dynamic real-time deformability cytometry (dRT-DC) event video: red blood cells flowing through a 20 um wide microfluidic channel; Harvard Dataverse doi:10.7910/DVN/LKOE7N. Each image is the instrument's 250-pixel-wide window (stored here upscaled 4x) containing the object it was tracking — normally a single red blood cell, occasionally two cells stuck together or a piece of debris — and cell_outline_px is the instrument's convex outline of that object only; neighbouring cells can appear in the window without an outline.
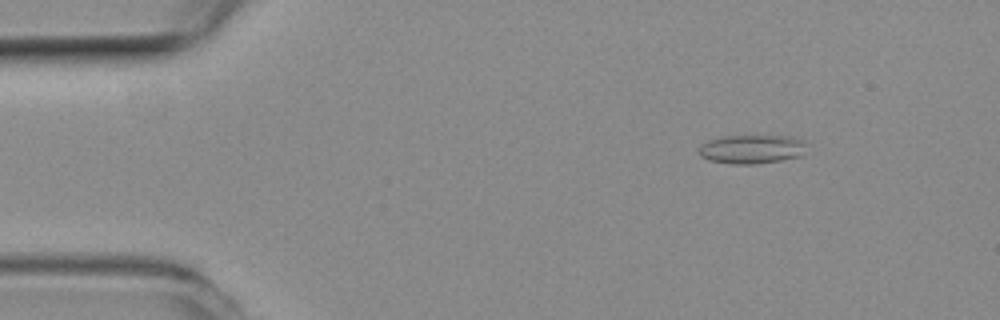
{"species": "common noctule bat (a hibernating species)", "species_latin": "Nyctalus noctula", "temperature_condition": "room temperature", "stored_images_in_passage": 56, "camera_frame_rate_fps": 3000, "um_per_image_px": 0.085, "animal": {"sex": "female", "body_mass_g": 19.3, "forearm_length_mm": 54.1}, "frame": {"image": 1, "passage_image": 7, "time_ms": 2.0, "image_size_px": [1000, 320], "cell_outline_px": [[804, 156], [756, 164], [732, 164], [708, 160], [700, 156], [700, 148], [708, 140], [724, 136], [756, 132], [792, 136], [804, 140]], "centroid_in_image_um": [63.95, 12.62], "position_along_channel_um": 21.0, "area_um2": 19.07}}
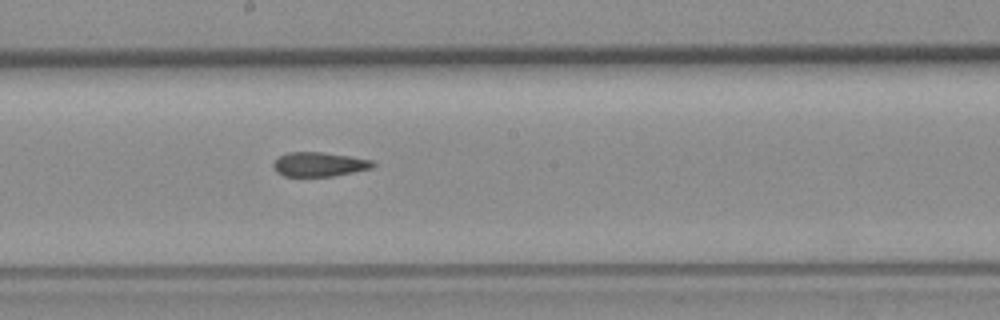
{"frame": {"image": 2, "passage_image": 30, "time_ms": 9.667, "image_size_px": [1000, 320], "cell_outline_px": [[376, 164], [372, 168], [332, 176], [284, 176], [276, 172], [272, 168], [272, 164], [280, 156], [288, 152], [324, 152], [352, 156], [372, 160]], "centroid_in_image_um": [27.12, 13.96], "position_along_channel_um": 221.1, "area_um2": 14.16}}
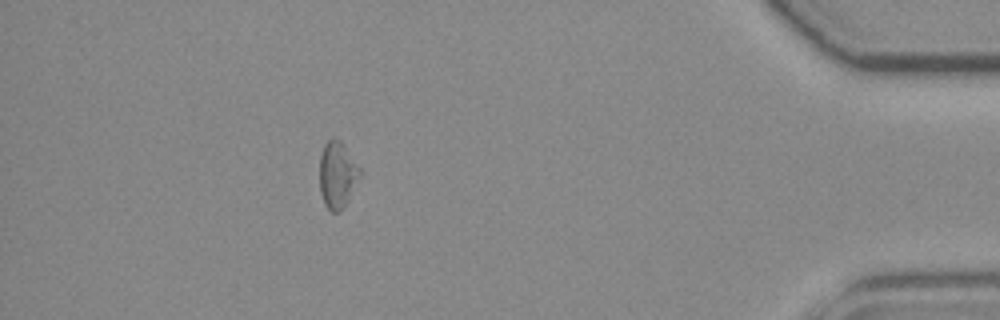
{"frame": {"image": 3, "passage_image": 50, "time_ms": 16.333, "image_size_px": [1000, 320], "cell_outline_px": [[360, 176], [340, 212], [332, 212], [324, 204], [320, 192], [320, 156], [324, 144], [328, 140], [340, 140], [360, 168]], "centroid_in_image_um": [28.65, 14.87], "position_along_channel_um": 406.6, "area_um2": 15.2}, "authors_computed_cell_mechanics": {"area_um2": 15.3748, "velocity_mm_per_s": 3.6224, "shape_relaxation_time_tau1_ms": null, "shape_relaxation_time_tau2_ms": 5.4622, "deformation_change_tau1": null, "deformation_change_tau2": 0.1102}}